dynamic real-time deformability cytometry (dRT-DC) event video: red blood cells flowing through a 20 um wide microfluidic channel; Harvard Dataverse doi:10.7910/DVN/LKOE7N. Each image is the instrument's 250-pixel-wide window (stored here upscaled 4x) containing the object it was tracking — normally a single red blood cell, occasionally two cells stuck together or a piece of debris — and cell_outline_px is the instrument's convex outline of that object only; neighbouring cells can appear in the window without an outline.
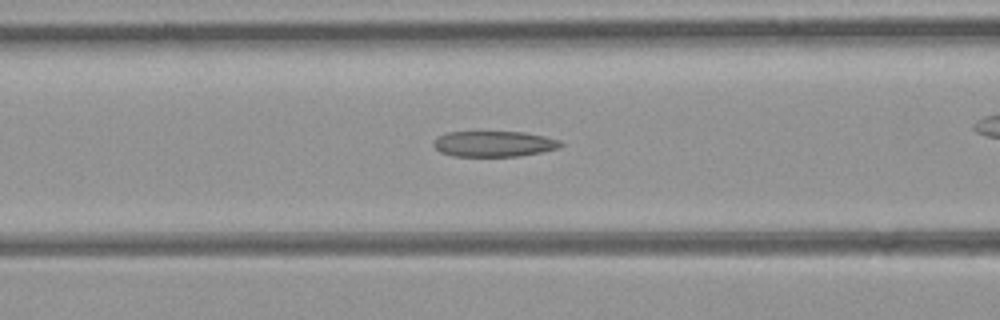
{"species": "common noctule bat (a hibernating species)", "species_latin": "Nyctalus noctula", "temperature_condition": "room temperature", "stored_images_in_passage": 35, "camera_frame_rate_fps": 3000, "um_per_image_px": 0.085, "animal": {"sex": "female", "body_mass_g": 21.9}, "frame": {"image": 1, "passage_image": 17, "time_ms": 5.333, "image_size_px": [1000, 320], "cell_outline_px": [[564, 144], [560, 148], [540, 152], [516, 156], [452, 156], [440, 152], [432, 144], [436, 136], [448, 132], [524, 132], [544, 136], [560, 140]], "centroid_in_image_um": [41.97, 12.22], "position_along_channel_um": 124.6, "area_um2": 19.07}}
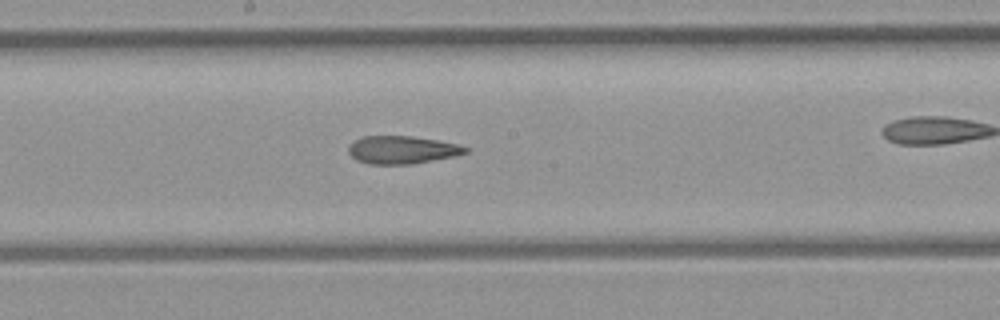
{"frame": {"image": 2, "passage_image": 23, "time_ms": 7.333, "image_size_px": [1000, 320], "cell_outline_px": [[468, 152], [456, 156], [412, 164], [368, 164], [356, 160], [348, 152], [348, 148], [356, 140], [364, 136], [412, 136], [460, 144], [468, 148]], "centroid_in_image_um": [34.21, 12.74], "position_along_channel_um": 214.0, "area_um2": 18.96}}
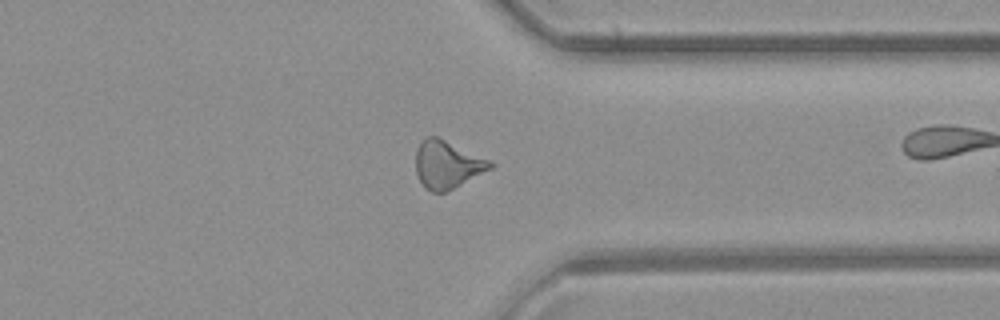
{"frame": {"image": 3, "passage_image": 34, "time_ms": 11.0, "image_size_px": [1000, 320], "cell_outline_px": [[496, 164], [492, 168], [444, 192], [432, 192], [424, 188], [416, 172], [416, 148], [428, 136], [436, 136], [492, 160]], "centroid_in_image_um": [38.03, 13.98], "position_along_channel_um": 373.4, "area_um2": 20.52}}